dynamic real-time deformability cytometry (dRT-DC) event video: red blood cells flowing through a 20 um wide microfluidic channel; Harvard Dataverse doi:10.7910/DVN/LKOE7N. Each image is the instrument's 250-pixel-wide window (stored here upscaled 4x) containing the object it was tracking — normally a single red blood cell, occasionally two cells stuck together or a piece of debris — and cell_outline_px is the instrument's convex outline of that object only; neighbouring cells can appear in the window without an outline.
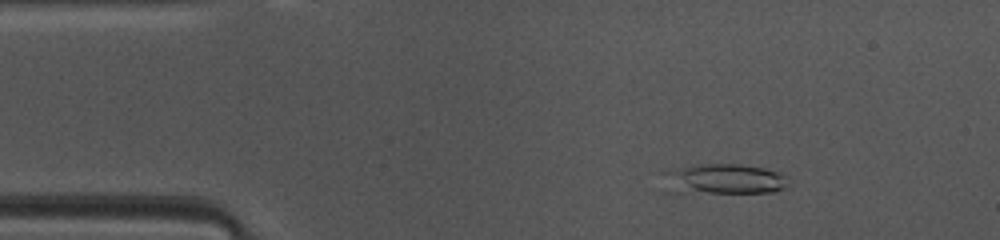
{"species": "common noctule bat (a hibernating species)", "species_latin": "Nyctalus noctula", "temperature_condition": "warm", "stored_images_in_passage": 46, "camera_frame_rate_fps": 3000, "um_per_image_px": 0.085, "animal": {"sex": "female", "body_mass_g": 10.0, "forearm_length_mm": 53.1}, "frame": {"image": 1, "passage_image": 6, "time_ms": 1.667, "image_size_px": [1000, 240], "cell_outline_px": [[784, 188], [772, 192], [664, 192], [660, 172], [696, 164], [740, 164], [764, 168], [776, 172], [780, 176]], "centroid_in_image_um": [61.27, 15.22], "position_along_channel_um": 23.7, "area_um2": 21.91}}
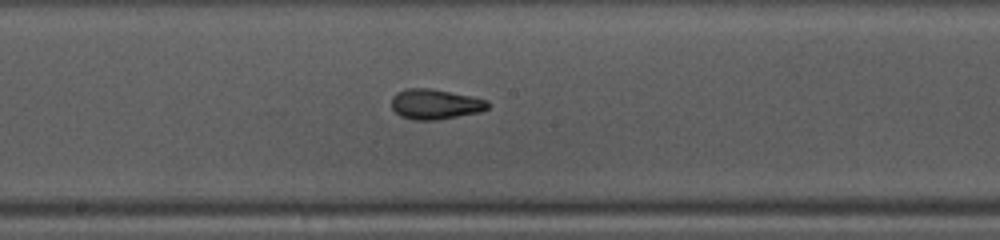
{"frame": {"image": 2, "passage_image": 23, "time_ms": 7.333, "image_size_px": [1000, 240], "cell_outline_px": [[488, 108], [480, 112], [436, 120], [416, 120], [400, 116], [392, 108], [392, 96], [396, 92], [408, 88], [432, 88], [472, 96], [488, 100]], "centroid_in_image_um": [36.99, 8.84], "position_along_channel_um": 211.2, "area_um2": 16.99}}
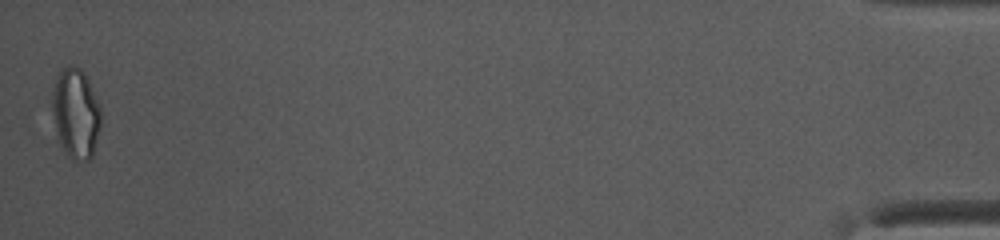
{"frame": {"image": 3, "passage_image": 46, "time_ms": 15.0, "image_size_px": [1000, 240], "cell_outline_px": [[100, 128], [92, 156], [88, 160], [72, 160], [68, 156], [60, 144], [52, 108], [52, 96], [56, 76], [68, 64], [76, 64], [84, 72], [88, 80], [100, 108]], "centroid_in_image_um": [6.44, 9.61], "position_along_channel_um": 428.8, "area_um2": 25.26}, "authors_computed_cell_mechanics": {"area_um2": 17.5423, "velocity_mm_per_s": 4.1744, "shape_relaxation_time_tau1_ms": 5.5747, "shape_relaxation_time_tau2_ms": 2.5428, "deformation_change_tau1": 0.1847, "deformation_change_tau2": 0.0675}}